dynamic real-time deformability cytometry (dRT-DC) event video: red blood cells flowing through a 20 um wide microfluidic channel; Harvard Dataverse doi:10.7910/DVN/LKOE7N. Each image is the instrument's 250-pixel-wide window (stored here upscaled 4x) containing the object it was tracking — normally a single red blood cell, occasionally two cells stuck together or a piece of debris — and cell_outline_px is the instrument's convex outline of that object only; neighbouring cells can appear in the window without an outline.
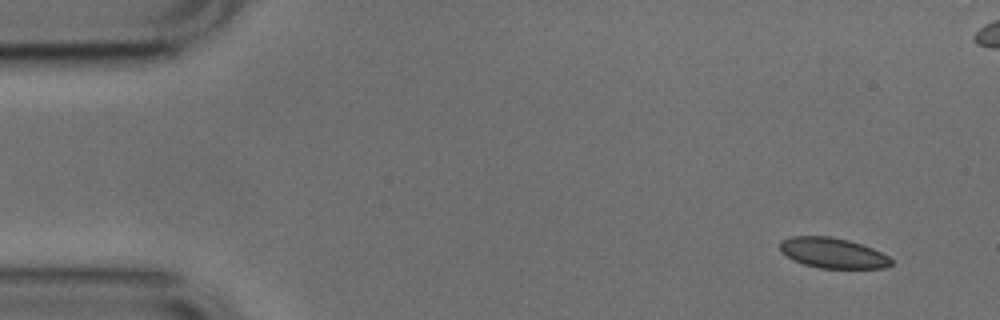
{"species": "common noctule bat (a hibernating species)", "species_latin": "Nyctalus noctula", "temperature_condition": "cold", "stored_images_in_passage": 5, "camera_frame_rate_fps": 3000, "um_per_image_px": 0.085, "animal": {"sex": "male", "body_mass_g": 17.9, "forearm_length_mm": 54.2}, "frame": {"image": 1, "passage_image": 1, "time_ms": 0.0, "image_size_px": [1000, 320], "cell_outline_px": [[892, 264], [888, 268], [820, 268], [804, 264], [792, 260], [780, 252], [780, 240], [792, 236], [832, 236], [848, 240], [872, 248], [888, 256], [892, 260]], "centroid_in_image_um": [70.76, 21.5], "position_along_channel_um": 14.2, "area_um2": 19.77}}